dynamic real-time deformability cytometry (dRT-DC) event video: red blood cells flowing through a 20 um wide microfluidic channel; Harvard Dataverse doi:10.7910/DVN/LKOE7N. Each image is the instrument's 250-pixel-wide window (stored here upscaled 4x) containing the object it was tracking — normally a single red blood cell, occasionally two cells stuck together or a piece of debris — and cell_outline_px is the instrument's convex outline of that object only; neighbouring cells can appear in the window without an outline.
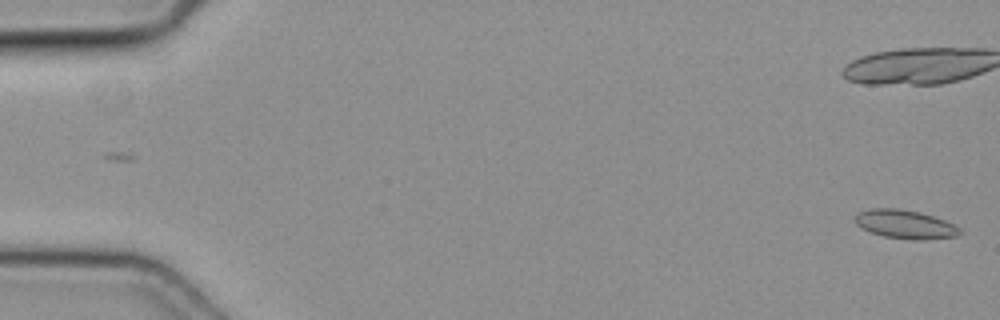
{"species": "common noctule bat (a hibernating species)", "species_latin": "Nyctalus noctula", "temperature_condition": "cold", "stored_images_in_passage": 19, "camera_frame_rate_fps": 3000, "um_per_image_px": 0.085, "animal": {"sex": "female", "body_mass_g": 19.3, "forearm_length_mm": 54.1}, "frame": {"image": 1, "passage_image": 1, "time_ms": 0.0, "image_size_px": [1000, 320], "cell_outline_px": [[964, 232], [956, 236], [924, 240], [912, 240], [884, 236], [860, 228], [856, 224], [856, 216], [860, 212], [872, 208], [900, 208], [920, 212], [944, 220], [960, 228]], "centroid_in_image_um": [76.96, 19.07], "position_along_channel_um": 8.0, "area_um2": 17.46}}